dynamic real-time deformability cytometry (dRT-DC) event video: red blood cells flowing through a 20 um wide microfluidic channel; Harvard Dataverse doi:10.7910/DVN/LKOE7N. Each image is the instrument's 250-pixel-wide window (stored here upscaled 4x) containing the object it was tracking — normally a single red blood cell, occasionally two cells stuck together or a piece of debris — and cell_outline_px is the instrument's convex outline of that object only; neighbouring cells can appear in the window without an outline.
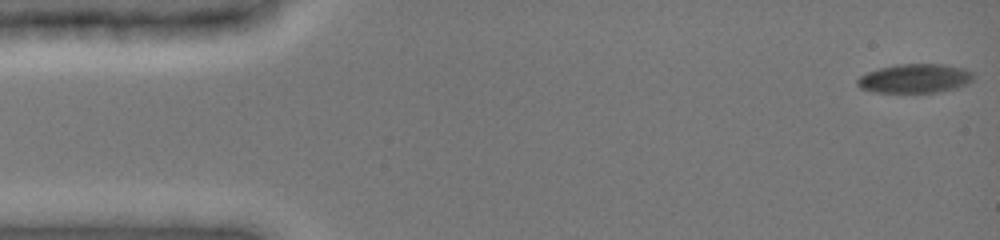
{"species": "common noctule bat (a hibernating species)", "species_latin": "Nyctalus noctula", "temperature_condition": "cold", "stored_images_in_passage": 6, "camera_frame_rate_fps": 3000, "um_per_image_px": 0.085, "animal": {"sex": "female", "body_mass_g": 19.0, "forearm_length_mm": 51.5}, "frame": {"image": 1, "passage_image": 1, "time_ms": 0.0, "image_size_px": [1000, 240], "cell_outline_px": [[976, 76], [972, 80], [956, 88], [940, 92], [872, 92], [860, 88], [856, 84], [856, 80], [860, 76], [868, 72], [880, 68], [896, 64], [944, 64], [964, 68], [972, 72]], "centroid_in_image_um": [77.77, 6.66], "position_along_channel_um": 7.2, "area_um2": 19.71}}
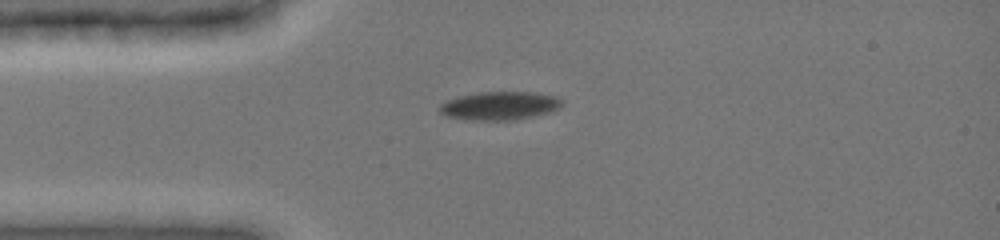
{"frame": {"image": 2, "passage_image": 5, "time_ms": 3.667, "image_size_px": [1000, 240], "cell_outline_px": [[564, 104], [560, 108], [552, 112], [516, 120], [476, 120], [448, 116], [440, 112], [440, 104], [448, 100], [460, 96], [480, 92], [532, 92], [556, 96], [564, 100]], "centroid_in_image_um": [42.57, 8.98], "position_along_channel_um": 42.4, "area_um2": 20.23}}